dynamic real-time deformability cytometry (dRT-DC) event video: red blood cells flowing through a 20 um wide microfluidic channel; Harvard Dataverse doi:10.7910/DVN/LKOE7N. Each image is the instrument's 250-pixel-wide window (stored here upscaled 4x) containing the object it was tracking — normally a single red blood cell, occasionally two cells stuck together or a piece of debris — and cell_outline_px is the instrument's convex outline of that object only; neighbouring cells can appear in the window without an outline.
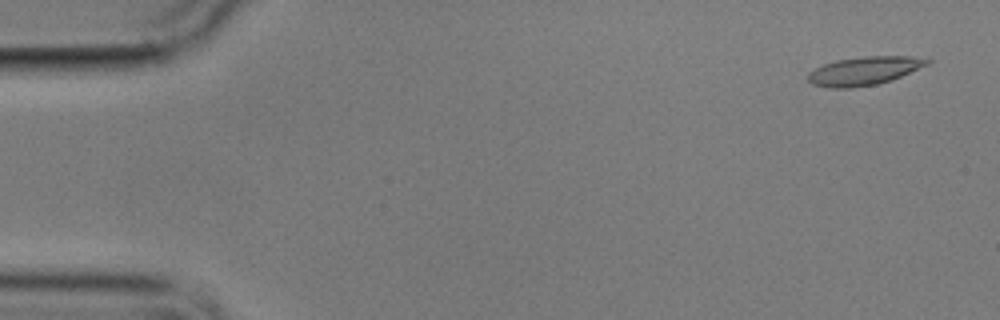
{"species": "common noctule bat (a hibernating species)", "species_latin": "Nyctalus noctula", "temperature_condition": "cold", "stored_images_in_passage": 7, "camera_frame_rate_fps": 3000, "um_per_image_px": 0.085, "animal": {"sex": "male", "body_mass_g": 17.9}, "frame": {"image": 1, "passage_image": 1, "time_ms": 0.0, "image_size_px": [1000, 320], "cell_outline_px": [[932, 60], [928, 64], [892, 80], [876, 84], [852, 88], [832, 88], [812, 84], [808, 80], [808, 72], [824, 64], [836, 60], [864, 56], [908, 56]], "centroid_in_image_um": [73.43, 6.02], "position_along_channel_um": 11.6, "area_um2": 19.59}}
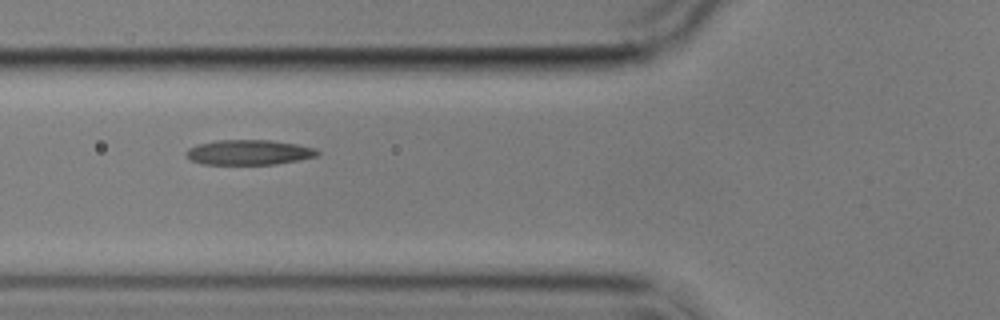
{"frame": {"image": 2, "passage_image": 6, "time_ms": 6.0, "image_size_px": [1000, 320], "cell_outline_px": [[320, 152], [316, 156], [276, 164], [200, 164], [192, 160], [184, 152], [188, 148], [196, 144], [216, 140], [268, 140], [296, 144], [316, 148]], "centroid_in_image_um": [21.12, 12.94], "position_along_channel_um": 104.7, "area_um2": 19.07}}
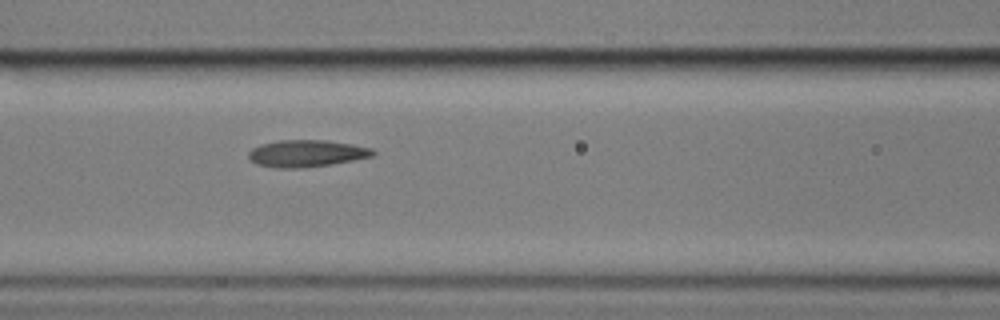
{"frame": {"image": 3, "passage_image": 7, "time_ms": 7.0, "image_size_px": [1000, 320], "cell_outline_px": [[376, 152], [372, 156], [332, 164], [300, 168], [276, 168], [256, 164], [248, 156], [248, 152], [252, 148], [260, 144], [280, 140], [328, 140], [352, 144], [372, 148]], "centroid_in_image_um": [26.04, 13.03], "position_along_channel_um": 140.6, "area_um2": 19.54}}